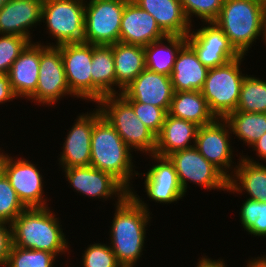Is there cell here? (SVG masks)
<instances>
[{"mask_svg":"<svg viewBox=\"0 0 266 267\" xmlns=\"http://www.w3.org/2000/svg\"><path fill=\"white\" fill-rule=\"evenodd\" d=\"M122 200H115V213L109 229L110 248L123 267H135L145 250L147 225L153 215L147 202L133 191Z\"/></svg>","mask_w":266,"mask_h":267,"instance_id":"obj_1","label":"cell"},{"mask_svg":"<svg viewBox=\"0 0 266 267\" xmlns=\"http://www.w3.org/2000/svg\"><path fill=\"white\" fill-rule=\"evenodd\" d=\"M56 216L50 207L26 208L11 223L12 245L47 251L56 257L70 254L69 242Z\"/></svg>","mask_w":266,"mask_h":267,"instance_id":"obj_2","label":"cell"},{"mask_svg":"<svg viewBox=\"0 0 266 267\" xmlns=\"http://www.w3.org/2000/svg\"><path fill=\"white\" fill-rule=\"evenodd\" d=\"M214 23L240 55L260 36L266 44V7L256 0H225Z\"/></svg>","mask_w":266,"mask_h":267,"instance_id":"obj_3","label":"cell"},{"mask_svg":"<svg viewBox=\"0 0 266 267\" xmlns=\"http://www.w3.org/2000/svg\"><path fill=\"white\" fill-rule=\"evenodd\" d=\"M131 150L114 127L101 116L93 126L91 136L90 165L111 174L128 191L131 190L130 180L137 177L138 171L133 165ZM134 172V173H133Z\"/></svg>","mask_w":266,"mask_h":267,"instance_id":"obj_4","label":"cell"},{"mask_svg":"<svg viewBox=\"0 0 266 267\" xmlns=\"http://www.w3.org/2000/svg\"><path fill=\"white\" fill-rule=\"evenodd\" d=\"M96 105L125 144L146 156L154 154L156 135L135 115L133 107L120 95H107Z\"/></svg>","mask_w":266,"mask_h":267,"instance_id":"obj_5","label":"cell"},{"mask_svg":"<svg viewBox=\"0 0 266 267\" xmlns=\"http://www.w3.org/2000/svg\"><path fill=\"white\" fill-rule=\"evenodd\" d=\"M241 55L223 66L210 68L207 72L204 86L201 90L210 111L216 118H225L236 111L243 79Z\"/></svg>","mask_w":266,"mask_h":267,"instance_id":"obj_6","label":"cell"},{"mask_svg":"<svg viewBox=\"0 0 266 267\" xmlns=\"http://www.w3.org/2000/svg\"><path fill=\"white\" fill-rule=\"evenodd\" d=\"M84 0H43L41 23L46 24V31L54 43L59 46L66 43L84 42Z\"/></svg>","mask_w":266,"mask_h":267,"instance_id":"obj_7","label":"cell"},{"mask_svg":"<svg viewBox=\"0 0 266 267\" xmlns=\"http://www.w3.org/2000/svg\"><path fill=\"white\" fill-rule=\"evenodd\" d=\"M129 0H86L84 42L113 45L119 42L125 4Z\"/></svg>","mask_w":266,"mask_h":267,"instance_id":"obj_8","label":"cell"},{"mask_svg":"<svg viewBox=\"0 0 266 267\" xmlns=\"http://www.w3.org/2000/svg\"><path fill=\"white\" fill-rule=\"evenodd\" d=\"M66 95L74 96L68 87L60 45L48 46L40 42L39 78L35 93L28 101L53 107Z\"/></svg>","mask_w":266,"mask_h":267,"instance_id":"obj_9","label":"cell"},{"mask_svg":"<svg viewBox=\"0 0 266 267\" xmlns=\"http://www.w3.org/2000/svg\"><path fill=\"white\" fill-rule=\"evenodd\" d=\"M177 172L179 184L186 194L188 181L208 190H227L228 178L199 153L195 146L168 156Z\"/></svg>","mask_w":266,"mask_h":267,"instance_id":"obj_10","label":"cell"},{"mask_svg":"<svg viewBox=\"0 0 266 267\" xmlns=\"http://www.w3.org/2000/svg\"><path fill=\"white\" fill-rule=\"evenodd\" d=\"M231 136L228 122L224 118H216L213 122L198 128L195 141V147L199 153L228 179L234 174L236 168L232 161L234 148L231 146L230 139H233Z\"/></svg>","mask_w":266,"mask_h":267,"instance_id":"obj_11","label":"cell"},{"mask_svg":"<svg viewBox=\"0 0 266 267\" xmlns=\"http://www.w3.org/2000/svg\"><path fill=\"white\" fill-rule=\"evenodd\" d=\"M203 24L206 26L202 25L195 31L191 29L186 41L204 66L208 69L223 66L241 56L214 22Z\"/></svg>","mask_w":266,"mask_h":267,"instance_id":"obj_12","label":"cell"},{"mask_svg":"<svg viewBox=\"0 0 266 267\" xmlns=\"http://www.w3.org/2000/svg\"><path fill=\"white\" fill-rule=\"evenodd\" d=\"M69 186L90 199H102L105 201L114 197L122 201L129 191L111 174L89 166L62 168Z\"/></svg>","mask_w":266,"mask_h":267,"instance_id":"obj_13","label":"cell"},{"mask_svg":"<svg viewBox=\"0 0 266 267\" xmlns=\"http://www.w3.org/2000/svg\"><path fill=\"white\" fill-rule=\"evenodd\" d=\"M66 81L74 98L92 102V44L60 45Z\"/></svg>","mask_w":266,"mask_h":267,"instance_id":"obj_14","label":"cell"},{"mask_svg":"<svg viewBox=\"0 0 266 267\" xmlns=\"http://www.w3.org/2000/svg\"><path fill=\"white\" fill-rule=\"evenodd\" d=\"M37 165L28 159L10 156L5 166V176L26 208L49 207L43 194L44 176Z\"/></svg>","mask_w":266,"mask_h":267,"instance_id":"obj_15","label":"cell"},{"mask_svg":"<svg viewBox=\"0 0 266 267\" xmlns=\"http://www.w3.org/2000/svg\"><path fill=\"white\" fill-rule=\"evenodd\" d=\"M96 109V110H95ZM102 116L99 108L81 113L67 132L60 152L59 165L62 168L89 166L91 160V136L94 123Z\"/></svg>","mask_w":266,"mask_h":267,"instance_id":"obj_16","label":"cell"},{"mask_svg":"<svg viewBox=\"0 0 266 267\" xmlns=\"http://www.w3.org/2000/svg\"><path fill=\"white\" fill-rule=\"evenodd\" d=\"M149 157L153 158L156 164H153L146 173H137V176H145L144 192L149 199L165 205L177 203L184 196L186 197L179 184L175 167L169 158L156 154H149Z\"/></svg>","mask_w":266,"mask_h":267,"instance_id":"obj_17","label":"cell"},{"mask_svg":"<svg viewBox=\"0 0 266 267\" xmlns=\"http://www.w3.org/2000/svg\"><path fill=\"white\" fill-rule=\"evenodd\" d=\"M174 89L170 76L144 69L120 94L125 100H135L170 109Z\"/></svg>","mask_w":266,"mask_h":267,"instance_id":"obj_18","label":"cell"},{"mask_svg":"<svg viewBox=\"0 0 266 267\" xmlns=\"http://www.w3.org/2000/svg\"><path fill=\"white\" fill-rule=\"evenodd\" d=\"M165 36L166 34L157 25L155 18L147 11L141 9L132 0L125 4L119 42L145 47Z\"/></svg>","mask_w":266,"mask_h":267,"instance_id":"obj_19","label":"cell"},{"mask_svg":"<svg viewBox=\"0 0 266 267\" xmlns=\"http://www.w3.org/2000/svg\"><path fill=\"white\" fill-rule=\"evenodd\" d=\"M42 3L43 0H7L0 10V34L22 36L32 42L30 31L41 24Z\"/></svg>","mask_w":266,"mask_h":267,"instance_id":"obj_20","label":"cell"},{"mask_svg":"<svg viewBox=\"0 0 266 267\" xmlns=\"http://www.w3.org/2000/svg\"><path fill=\"white\" fill-rule=\"evenodd\" d=\"M40 64V42H30L13 62L8 76L17 98L27 100L35 93Z\"/></svg>","mask_w":266,"mask_h":267,"instance_id":"obj_21","label":"cell"},{"mask_svg":"<svg viewBox=\"0 0 266 267\" xmlns=\"http://www.w3.org/2000/svg\"><path fill=\"white\" fill-rule=\"evenodd\" d=\"M246 156L240 155L226 191L233 194L247 192L248 199L266 202V165Z\"/></svg>","mask_w":266,"mask_h":267,"instance_id":"obj_22","label":"cell"},{"mask_svg":"<svg viewBox=\"0 0 266 267\" xmlns=\"http://www.w3.org/2000/svg\"><path fill=\"white\" fill-rule=\"evenodd\" d=\"M147 11L166 35L187 36L193 25L188 21L180 0H132Z\"/></svg>","mask_w":266,"mask_h":267,"instance_id":"obj_23","label":"cell"},{"mask_svg":"<svg viewBox=\"0 0 266 267\" xmlns=\"http://www.w3.org/2000/svg\"><path fill=\"white\" fill-rule=\"evenodd\" d=\"M208 70L194 49L186 43L180 49L170 75L174 91H201Z\"/></svg>","mask_w":266,"mask_h":267,"instance_id":"obj_24","label":"cell"},{"mask_svg":"<svg viewBox=\"0 0 266 267\" xmlns=\"http://www.w3.org/2000/svg\"><path fill=\"white\" fill-rule=\"evenodd\" d=\"M198 128L199 126L192 122L167 113L161 131L156 136L154 154L168 157L174 152L195 146Z\"/></svg>","mask_w":266,"mask_h":267,"instance_id":"obj_25","label":"cell"},{"mask_svg":"<svg viewBox=\"0 0 266 267\" xmlns=\"http://www.w3.org/2000/svg\"><path fill=\"white\" fill-rule=\"evenodd\" d=\"M92 102L95 105L107 95H117L113 48L92 44Z\"/></svg>","mask_w":266,"mask_h":267,"instance_id":"obj_26","label":"cell"},{"mask_svg":"<svg viewBox=\"0 0 266 267\" xmlns=\"http://www.w3.org/2000/svg\"><path fill=\"white\" fill-rule=\"evenodd\" d=\"M113 48L117 95L146 68L144 47L117 42ZM119 92V93H118Z\"/></svg>","mask_w":266,"mask_h":267,"instance_id":"obj_27","label":"cell"},{"mask_svg":"<svg viewBox=\"0 0 266 267\" xmlns=\"http://www.w3.org/2000/svg\"><path fill=\"white\" fill-rule=\"evenodd\" d=\"M168 114L199 127L216 119L201 91H174Z\"/></svg>","mask_w":266,"mask_h":267,"instance_id":"obj_28","label":"cell"},{"mask_svg":"<svg viewBox=\"0 0 266 267\" xmlns=\"http://www.w3.org/2000/svg\"><path fill=\"white\" fill-rule=\"evenodd\" d=\"M186 43V36L166 35L145 46L146 69L170 76L177 55Z\"/></svg>","mask_w":266,"mask_h":267,"instance_id":"obj_29","label":"cell"},{"mask_svg":"<svg viewBox=\"0 0 266 267\" xmlns=\"http://www.w3.org/2000/svg\"><path fill=\"white\" fill-rule=\"evenodd\" d=\"M224 119L231 133L250 148L266 132V113L233 111Z\"/></svg>","mask_w":266,"mask_h":267,"instance_id":"obj_30","label":"cell"},{"mask_svg":"<svg viewBox=\"0 0 266 267\" xmlns=\"http://www.w3.org/2000/svg\"><path fill=\"white\" fill-rule=\"evenodd\" d=\"M236 111L266 113V80L245 75Z\"/></svg>","mask_w":266,"mask_h":267,"instance_id":"obj_31","label":"cell"},{"mask_svg":"<svg viewBox=\"0 0 266 267\" xmlns=\"http://www.w3.org/2000/svg\"><path fill=\"white\" fill-rule=\"evenodd\" d=\"M240 222L253 237H266V202L246 198L239 211Z\"/></svg>","mask_w":266,"mask_h":267,"instance_id":"obj_32","label":"cell"},{"mask_svg":"<svg viewBox=\"0 0 266 267\" xmlns=\"http://www.w3.org/2000/svg\"><path fill=\"white\" fill-rule=\"evenodd\" d=\"M55 260L53 253L12 245L6 267H55Z\"/></svg>","mask_w":266,"mask_h":267,"instance_id":"obj_33","label":"cell"},{"mask_svg":"<svg viewBox=\"0 0 266 267\" xmlns=\"http://www.w3.org/2000/svg\"><path fill=\"white\" fill-rule=\"evenodd\" d=\"M26 209L5 174L0 177V221L11 224Z\"/></svg>","mask_w":266,"mask_h":267,"instance_id":"obj_34","label":"cell"},{"mask_svg":"<svg viewBox=\"0 0 266 267\" xmlns=\"http://www.w3.org/2000/svg\"><path fill=\"white\" fill-rule=\"evenodd\" d=\"M30 42L22 36L0 34V74L8 75L13 62Z\"/></svg>","mask_w":266,"mask_h":267,"instance_id":"obj_35","label":"cell"},{"mask_svg":"<svg viewBox=\"0 0 266 267\" xmlns=\"http://www.w3.org/2000/svg\"><path fill=\"white\" fill-rule=\"evenodd\" d=\"M225 0H180L184 13L192 25V16L202 22H214L221 12Z\"/></svg>","mask_w":266,"mask_h":267,"instance_id":"obj_36","label":"cell"},{"mask_svg":"<svg viewBox=\"0 0 266 267\" xmlns=\"http://www.w3.org/2000/svg\"><path fill=\"white\" fill-rule=\"evenodd\" d=\"M83 253L82 267H123L109 244L91 243Z\"/></svg>","mask_w":266,"mask_h":267,"instance_id":"obj_37","label":"cell"},{"mask_svg":"<svg viewBox=\"0 0 266 267\" xmlns=\"http://www.w3.org/2000/svg\"><path fill=\"white\" fill-rule=\"evenodd\" d=\"M126 101L133 107L135 115L157 136L164 124L167 112L163 108L151 104L135 100Z\"/></svg>","mask_w":266,"mask_h":267,"instance_id":"obj_38","label":"cell"},{"mask_svg":"<svg viewBox=\"0 0 266 267\" xmlns=\"http://www.w3.org/2000/svg\"><path fill=\"white\" fill-rule=\"evenodd\" d=\"M12 246L11 224L0 221V266H6Z\"/></svg>","mask_w":266,"mask_h":267,"instance_id":"obj_39","label":"cell"},{"mask_svg":"<svg viewBox=\"0 0 266 267\" xmlns=\"http://www.w3.org/2000/svg\"><path fill=\"white\" fill-rule=\"evenodd\" d=\"M8 75L0 74V105L16 99Z\"/></svg>","mask_w":266,"mask_h":267,"instance_id":"obj_40","label":"cell"},{"mask_svg":"<svg viewBox=\"0 0 266 267\" xmlns=\"http://www.w3.org/2000/svg\"><path fill=\"white\" fill-rule=\"evenodd\" d=\"M251 147L252 151H256L255 154L260 157V160L266 162V132Z\"/></svg>","mask_w":266,"mask_h":267,"instance_id":"obj_41","label":"cell"},{"mask_svg":"<svg viewBox=\"0 0 266 267\" xmlns=\"http://www.w3.org/2000/svg\"><path fill=\"white\" fill-rule=\"evenodd\" d=\"M225 261L221 258L218 260L211 259L208 256L204 255L202 256L199 262H197V267H227Z\"/></svg>","mask_w":266,"mask_h":267,"instance_id":"obj_42","label":"cell"},{"mask_svg":"<svg viewBox=\"0 0 266 267\" xmlns=\"http://www.w3.org/2000/svg\"><path fill=\"white\" fill-rule=\"evenodd\" d=\"M246 266L247 267H266V255L249 259Z\"/></svg>","mask_w":266,"mask_h":267,"instance_id":"obj_43","label":"cell"},{"mask_svg":"<svg viewBox=\"0 0 266 267\" xmlns=\"http://www.w3.org/2000/svg\"><path fill=\"white\" fill-rule=\"evenodd\" d=\"M0 148V177L5 174V166L8 158L10 157L6 152Z\"/></svg>","mask_w":266,"mask_h":267,"instance_id":"obj_44","label":"cell"},{"mask_svg":"<svg viewBox=\"0 0 266 267\" xmlns=\"http://www.w3.org/2000/svg\"><path fill=\"white\" fill-rule=\"evenodd\" d=\"M7 0H0V10L3 8Z\"/></svg>","mask_w":266,"mask_h":267,"instance_id":"obj_45","label":"cell"},{"mask_svg":"<svg viewBox=\"0 0 266 267\" xmlns=\"http://www.w3.org/2000/svg\"><path fill=\"white\" fill-rule=\"evenodd\" d=\"M256 1L261 3L262 5H264L266 7V0H256Z\"/></svg>","mask_w":266,"mask_h":267,"instance_id":"obj_46","label":"cell"}]
</instances>
